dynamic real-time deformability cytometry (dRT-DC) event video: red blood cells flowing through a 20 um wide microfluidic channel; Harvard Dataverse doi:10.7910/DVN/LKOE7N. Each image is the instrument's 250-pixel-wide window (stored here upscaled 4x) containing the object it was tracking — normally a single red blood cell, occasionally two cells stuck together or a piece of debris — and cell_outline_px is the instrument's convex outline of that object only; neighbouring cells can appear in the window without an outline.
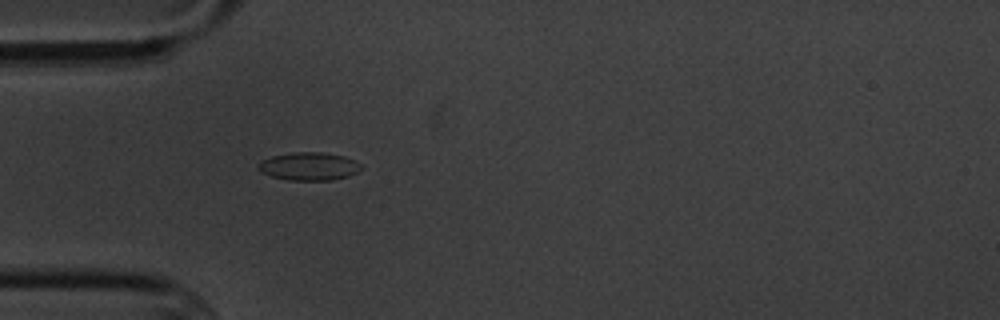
{"species": "common noctule bat (a hibernating species)", "species_latin": "Nyctalus noctula", "temperature_condition": "cold", "stored_images_in_passage": 4, "camera_frame_rate_fps": 3000, "um_per_image_px": 0.085, "animal": {"sex": "male", "body_mass_g": 20.1, "forearm_length_mm": 53.5}, "frame": {"image": 1, "passage_image": 4, "time_ms": 4.333, "image_size_px": [1000, 320], "cell_outline_px": [[364, 168], [348, 176], [332, 180], [288, 180], [272, 176], [260, 172], [256, 168], [256, 164], [272, 156], [292, 152], [324, 152], [344, 156], [360, 164]], "centroid_in_image_um": [26.24, 14.14], "position_along_channel_um": 58.8, "area_um2": 16.82}}